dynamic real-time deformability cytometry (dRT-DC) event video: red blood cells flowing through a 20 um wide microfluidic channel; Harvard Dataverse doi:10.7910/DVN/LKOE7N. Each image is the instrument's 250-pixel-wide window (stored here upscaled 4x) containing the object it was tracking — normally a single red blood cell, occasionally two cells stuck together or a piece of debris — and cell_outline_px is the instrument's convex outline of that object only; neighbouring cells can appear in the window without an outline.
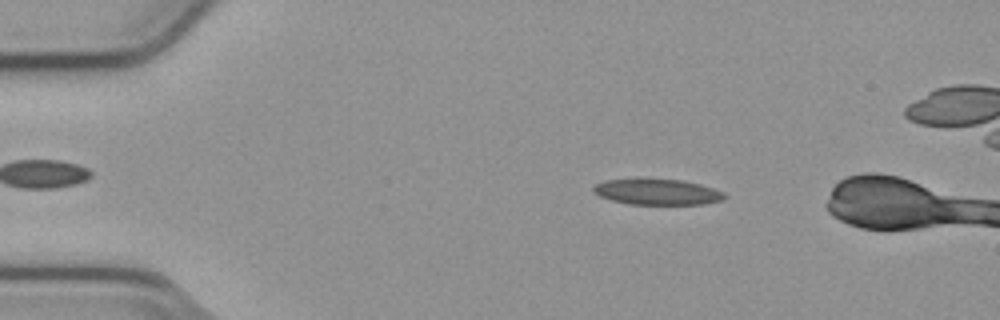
{"species": "common noctule bat (a hibernating species)", "species_latin": "Nyctalus noctula", "temperature_condition": "cold", "stored_images_in_passage": 15, "camera_frame_rate_fps": 3000, "um_per_image_px": 0.085, "animal": {"sex": "male", "body_mass_g": 23.1, "forearm_length_mm": 52.7}, "frame": {"image": 1, "passage_image": 9, "time_ms": 2.667, "image_size_px": [1000, 320], "cell_outline_px": [[728, 196], [724, 200], [704, 204], [628, 204], [612, 200], [600, 196], [592, 192], [592, 188], [596, 184], [604, 180], [680, 180], [700, 184], [724, 192]], "centroid_in_image_um": [55.9, 16.33], "position_along_channel_um": 29.1, "area_um2": 19.42}}